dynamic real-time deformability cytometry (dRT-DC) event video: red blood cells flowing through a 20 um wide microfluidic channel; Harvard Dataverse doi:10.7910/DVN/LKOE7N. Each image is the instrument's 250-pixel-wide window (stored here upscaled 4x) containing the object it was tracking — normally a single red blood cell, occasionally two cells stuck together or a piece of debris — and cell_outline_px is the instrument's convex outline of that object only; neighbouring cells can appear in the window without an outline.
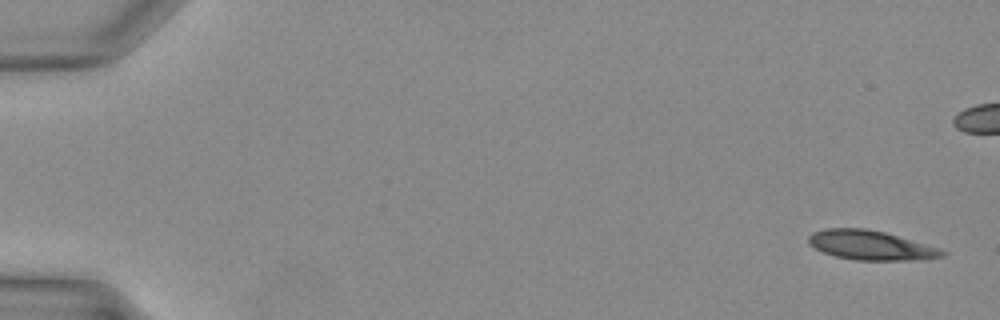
{"species": "Egyptian fruit bat (a non-hibernating species)", "species_latin": "Rousettus aegyptiacus", "temperature_condition": "warm", "stored_images_in_passage": 39, "camera_frame_rate_fps": 3000, "um_per_image_px": 0.085, "animal": {"sex": "female"}, "frame": {"image": 1, "passage_image": 1, "time_ms": 0.0, "image_size_px": [1000, 320], "cell_outline_px": [[948, 252], [944, 256], [920, 260], [852, 260], [836, 256], [824, 252], [808, 244], [808, 236], [812, 232], [824, 228], [864, 228], [884, 232], [940, 248]], "centroid_in_image_um": [74.01, 20.85], "position_along_channel_um": 11.0, "area_um2": 22.95}}
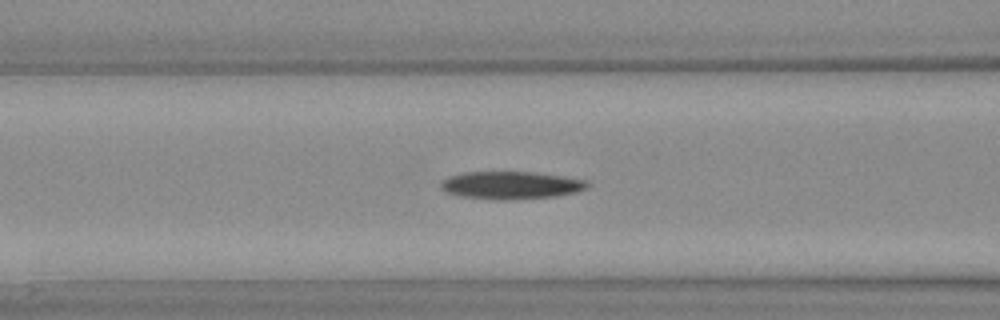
{"frame": {"image": 2, "passage_image": 16, "time_ms": 5.0, "image_size_px": [1000, 320], "cell_outline_px": [[588, 188], [576, 192], [556, 196], [508, 200], [496, 200], [460, 196], [444, 192], [440, 188], [440, 184], [448, 176], [464, 172], [532, 172], [588, 180]], "centroid_in_image_um": [43.4, 15.75], "position_along_channel_um": 123.2, "area_um2": 23.7}}
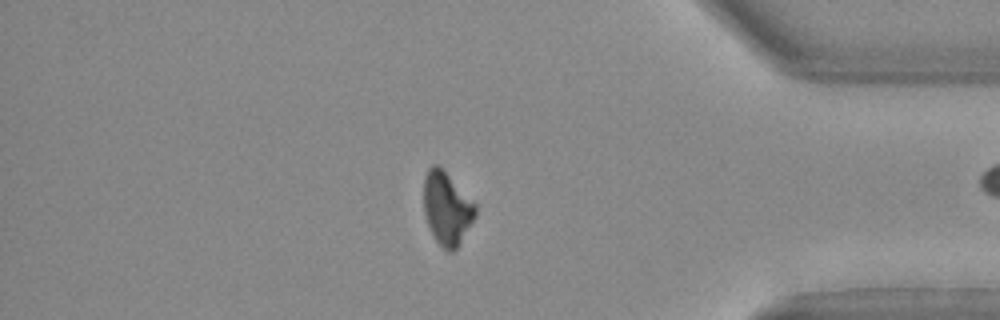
{"frame": {"image": 3, "passage_image": 33, "time_ms": 10.667, "image_size_px": [1000, 320], "cell_outline_px": [[476, 216], [456, 248], [452, 252], [448, 252], [436, 240], [428, 224], [424, 212], [424, 176], [428, 168], [432, 164], [436, 164], [476, 204]], "centroid_in_image_um": [37.97, 17.71], "position_along_channel_um": 397.2, "area_um2": 21.39}}